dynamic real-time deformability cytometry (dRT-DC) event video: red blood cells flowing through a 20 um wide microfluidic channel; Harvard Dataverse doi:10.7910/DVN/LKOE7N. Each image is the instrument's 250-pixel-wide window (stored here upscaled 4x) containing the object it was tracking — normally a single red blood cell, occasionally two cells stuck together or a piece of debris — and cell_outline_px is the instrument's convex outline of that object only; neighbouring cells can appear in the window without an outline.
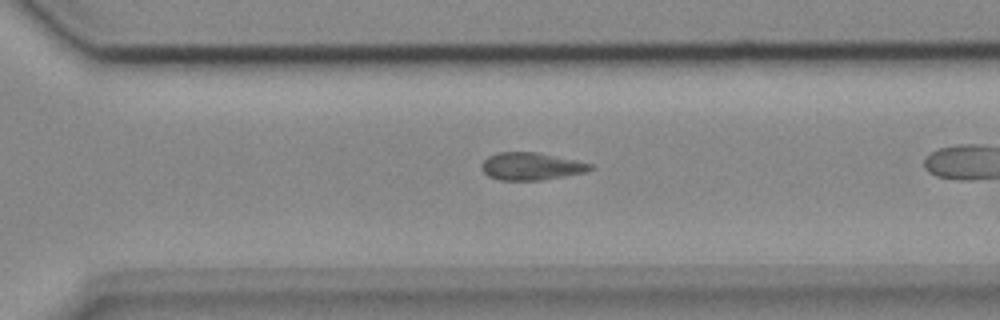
{"species": "common noctule bat (a hibernating species)", "species_latin": "Nyctalus noctula", "temperature_condition": "cold", "stored_images_in_passage": 31, "camera_frame_rate_fps": 3000, "um_per_image_px": 0.085, "animal": {"sex": "female", "body_mass_g": 18.4}, "frame": {"image": 1, "passage_image": 27, "time_ms": 8.667, "image_size_px": [1000, 320], "cell_outline_px": [[592, 168], [584, 172], [564, 176], [540, 180], [500, 180], [488, 176], [480, 168], [480, 164], [488, 156], [496, 152], [536, 152], [576, 160], [592, 164]], "centroid_in_image_um": [45.09, 14.13], "position_along_channel_um": 325.5, "area_um2": 17.34}}